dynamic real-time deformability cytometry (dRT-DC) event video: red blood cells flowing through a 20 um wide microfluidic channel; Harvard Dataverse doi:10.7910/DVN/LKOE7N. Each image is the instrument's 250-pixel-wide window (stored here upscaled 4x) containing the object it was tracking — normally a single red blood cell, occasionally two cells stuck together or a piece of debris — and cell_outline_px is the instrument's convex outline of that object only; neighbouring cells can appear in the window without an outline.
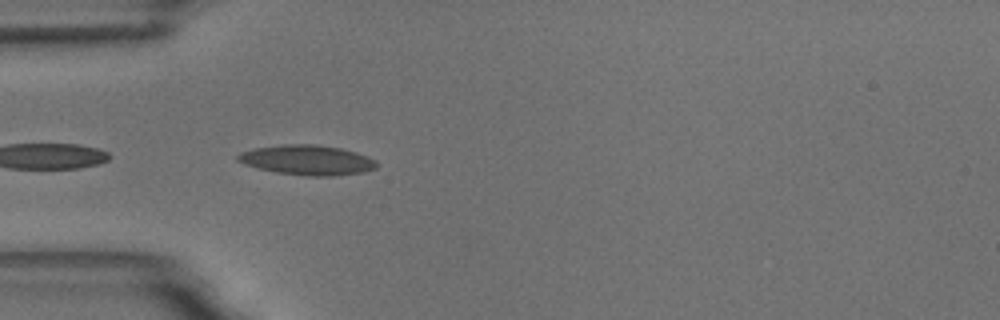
{"species": "common noctule bat (a hibernating species)", "species_latin": "Nyctalus noctula", "temperature_condition": "room temperature", "stored_images_in_passage": 6, "camera_frame_rate_fps": 3000, "um_per_image_px": 0.085, "animal": {"sex": "male", "body_mass_g": 18.8}, "frame": {"image": 1, "passage_image": 2, "time_ms": 0.333, "image_size_px": [1000, 320], "cell_outline_px": [[376, 168], [364, 172], [336, 176], [304, 176], [276, 172], [244, 164], [236, 160], [236, 156], [240, 152], [256, 148], [284, 144], [312, 144], [340, 148], [356, 152], [368, 156], [376, 160]], "centroid_in_image_um": [26.13, 13.61], "position_along_channel_um": 58.9, "area_um2": 24.22}}